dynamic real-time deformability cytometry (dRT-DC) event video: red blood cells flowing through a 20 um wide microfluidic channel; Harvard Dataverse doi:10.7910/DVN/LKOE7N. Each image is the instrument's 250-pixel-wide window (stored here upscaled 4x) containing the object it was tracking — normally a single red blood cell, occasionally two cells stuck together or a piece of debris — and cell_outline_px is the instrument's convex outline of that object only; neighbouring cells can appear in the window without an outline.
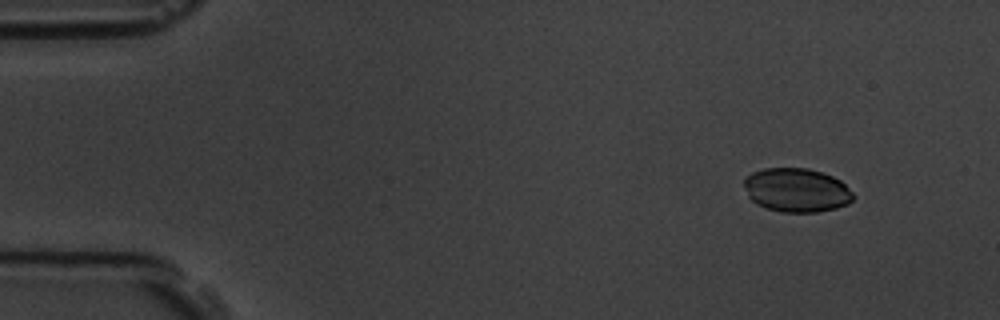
{"species": "common noctule bat (a hibernating species)", "species_latin": "Nyctalus noctula", "temperature_condition": "room temperature", "stored_images_in_passage": 6, "segment_of_instrument_passage": [1, 2], "camera_frame_rate_fps": 3000, "um_per_image_px": 0.085, "animal": {"sex": "male", "body_mass_g": 19.5, "forearm_length_mm": 54.6}, "frame": {"image": 1, "passage_image": 2, "time_ms": 1.0, "image_size_px": [1000, 320], "cell_outline_px": [[852, 200], [848, 204], [836, 208], [816, 212], [780, 212], [764, 208], [756, 204], [748, 196], [744, 184], [744, 176], [752, 172], [764, 168], [808, 168], [832, 176], [840, 180], [852, 192]], "centroid_in_image_um": [67.67, 16.16], "position_along_channel_um": 17.3, "area_um2": 27.98}}